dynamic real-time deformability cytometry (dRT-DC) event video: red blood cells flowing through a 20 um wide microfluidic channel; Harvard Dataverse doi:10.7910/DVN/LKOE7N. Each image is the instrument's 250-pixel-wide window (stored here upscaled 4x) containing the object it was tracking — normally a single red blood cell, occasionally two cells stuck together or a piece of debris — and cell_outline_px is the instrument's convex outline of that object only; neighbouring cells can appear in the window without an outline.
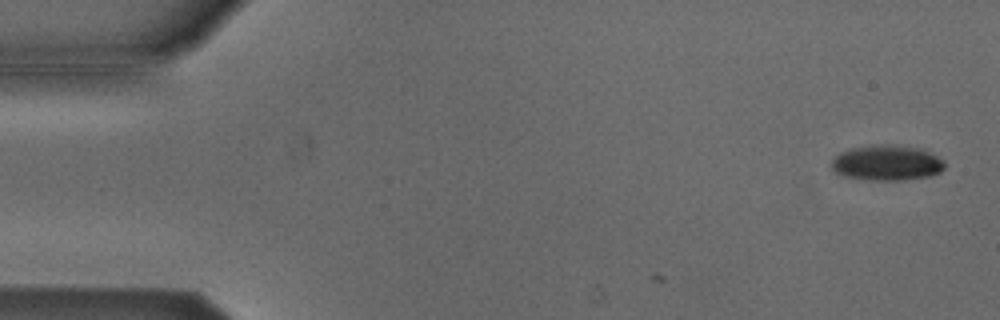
{"species": "Egyptian fruit bat (a non-hibernating species)", "species_latin": "Rousettus aegyptiacus", "temperature_condition": "cold", "stored_images_in_passage": 3, "camera_frame_rate_fps": 3000, "um_per_image_px": 0.085, "animal": {"sex": "male"}, "frame": {"image": 1, "passage_image": 3, "time_ms": 0.667, "image_size_px": [1000, 320], "cell_outline_px": [[944, 168], [940, 172], [932, 176], [904, 180], [864, 180], [844, 176], [836, 172], [832, 168], [832, 160], [840, 152], [852, 148], [872, 144], [892, 144], [920, 148], [944, 160]], "centroid_in_image_um": [75.39, 13.84], "position_along_channel_um": 9.6, "area_um2": 23.52}}